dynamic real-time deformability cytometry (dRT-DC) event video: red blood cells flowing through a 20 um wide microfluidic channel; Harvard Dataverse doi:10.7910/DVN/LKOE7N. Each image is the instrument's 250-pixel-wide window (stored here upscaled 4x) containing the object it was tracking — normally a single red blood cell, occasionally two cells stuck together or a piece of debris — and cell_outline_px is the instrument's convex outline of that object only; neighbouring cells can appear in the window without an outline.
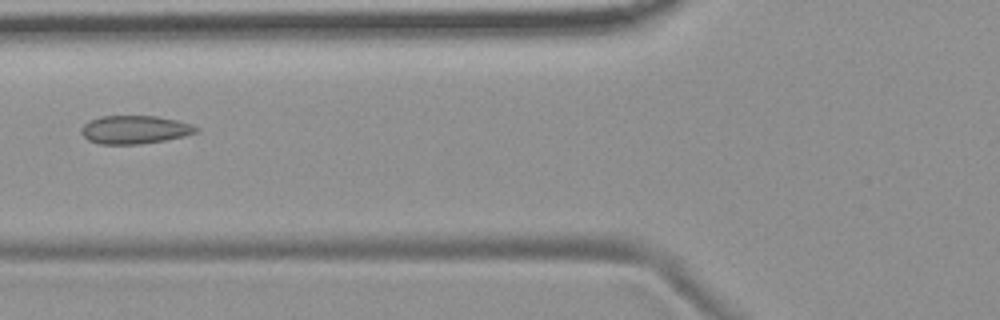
{"species": "common noctule bat (a hibernating species)", "species_latin": "Nyctalus noctula", "temperature_condition": "room temperature", "stored_images_in_passage": 2, "camera_frame_rate_fps": 3000, "um_per_image_px": 0.085, "animal": {"sex": "female", "body_mass_g": 19.9}, "frame": {"image": 1, "passage_image": 2, "time_ms": 1.0, "image_size_px": [1000, 320], "cell_outline_px": [[200, 128], [196, 132], [184, 136], [164, 140], [140, 144], [100, 144], [88, 140], [80, 132], [80, 128], [88, 120], [100, 116], [156, 116], [176, 120], [192, 124]], "centroid_in_image_um": [11.42, 11.01], "position_along_channel_um": 114.4, "area_um2": 18.96}}